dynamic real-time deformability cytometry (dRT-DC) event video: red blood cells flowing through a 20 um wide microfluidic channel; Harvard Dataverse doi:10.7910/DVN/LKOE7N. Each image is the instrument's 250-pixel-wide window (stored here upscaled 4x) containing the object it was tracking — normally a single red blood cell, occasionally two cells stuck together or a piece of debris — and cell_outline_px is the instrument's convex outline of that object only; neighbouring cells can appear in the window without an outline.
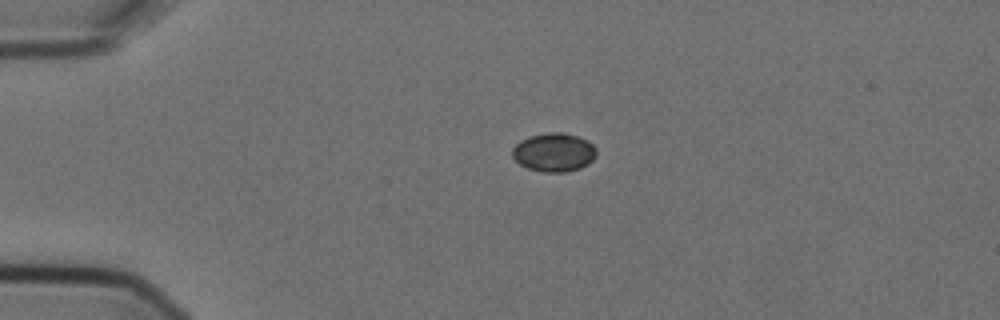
{"species": "Egyptian fruit bat (a non-hibernating species)", "species_latin": "Rousettus aegyptiacus", "temperature_condition": "cold", "stored_images_in_passage": 2, "camera_frame_rate_fps": 3000, "um_per_image_px": 0.085, "animal": {"sex": "female"}, "frame": {"image": 1, "passage_image": 1, "time_ms": 0.0, "image_size_px": [1000, 320], "cell_outline_px": [[596, 156], [588, 164], [580, 168], [564, 172], [544, 172], [528, 168], [520, 164], [512, 156], [512, 148], [520, 140], [528, 136], [548, 132], [564, 132], [588, 140], [596, 148]], "centroid_in_image_um": [47.08, 12.93], "position_along_channel_um": 37.9, "area_um2": 19.02}}